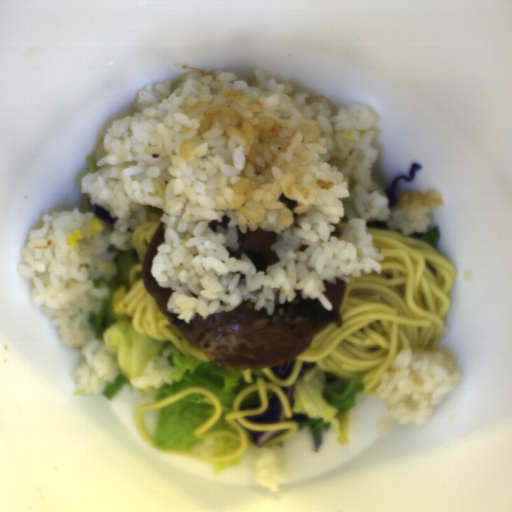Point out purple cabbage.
I'll list each match as a JSON object with an SVG mask.
<instances>
[{
	"label": "purple cabbage",
	"instance_id": "purple-cabbage-1",
	"mask_svg": "<svg viewBox=\"0 0 512 512\" xmlns=\"http://www.w3.org/2000/svg\"><path fill=\"white\" fill-rule=\"evenodd\" d=\"M245 420L257 425L286 423V422H303L306 421L308 414H299L293 417H287L280 408V398L274 393L270 398L264 413L256 416H244Z\"/></svg>",
	"mask_w": 512,
	"mask_h": 512
},
{
	"label": "purple cabbage",
	"instance_id": "purple-cabbage-2",
	"mask_svg": "<svg viewBox=\"0 0 512 512\" xmlns=\"http://www.w3.org/2000/svg\"><path fill=\"white\" fill-rule=\"evenodd\" d=\"M423 165L420 163V162H414L410 167H409V173L408 175H401L399 176L398 178L394 179V180H391L387 187H386V191L384 193L385 195V198L388 199L390 201V205H389V208L390 207H393L395 205H398V198L395 194V189H396V185L397 183L401 180V179H408V180H412L416 173L418 172V170L422 167Z\"/></svg>",
	"mask_w": 512,
	"mask_h": 512
},
{
	"label": "purple cabbage",
	"instance_id": "purple-cabbage-3",
	"mask_svg": "<svg viewBox=\"0 0 512 512\" xmlns=\"http://www.w3.org/2000/svg\"><path fill=\"white\" fill-rule=\"evenodd\" d=\"M290 428L286 429H277V430H252L247 429V432L251 438V440L254 442L255 447H262L265 443L283 435L286 431H288Z\"/></svg>",
	"mask_w": 512,
	"mask_h": 512
},
{
	"label": "purple cabbage",
	"instance_id": "purple-cabbage-4",
	"mask_svg": "<svg viewBox=\"0 0 512 512\" xmlns=\"http://www.w3.org/2000/svg\"><path fill=\"white\" fill-rule=\"evenodd\" d=\"M271 370L273 371L276 379H286L289 378L295 367H296V361L295 359L286 363V364H279V365H269Z\"/></svg>",
	"mask_w": 512,
	"mask_h": 512
},
{
	"label": "purple cabbage",
	"instance_id": "purple-cabbage-5",
	"mask_svg": "<svg viewBox=\"0 0 512 512\" xmlns=\"http://www.w3.org/2000/svg\"><path fill=\"white\" fill-rule=\"evenodd\" d=\"M87 200H88L91 211H93L96 214H98L99 216H101L103 219H105L109 224H111L114 227L115 223L117 222V220L119 219L120 216L113 217V216H111L109 210H106L99 205H95L88 198H87Z\"/></svg>",
	"mask_w": 512,
	"mask_h": 512
},
{
	"label": "purple cabbage",
	"instance_id": "purple-cabbage-6",
	"mask_svg": "<svg viewBox=\"0 0 512 512\" xmlns=\"http://www.w3.org/2000/svg\"><path fill=\"white\" fill-rule=\"evenodd\" d=\"M280 390L283 393V395L285 396V398L287 399V401L289 403L290 410H291L294 407L295 402H296L295 395H294V388H292L290 385V386H284Z\"/></svg>",
	"mask_w": 512,
	"mask_h": 512
},
{
	"label": "purple cabbage",
	"instance_id": "purple-cabbage-7",
	"mask_svg": "<svg viewBox=\"0 0 512 512\" xmlns=\"http://www.w3.org/2000/svg\"><path fill=\"white\" fill-rule=\"evenodd\" d=\"M313 435H314V439H315L314 450L316 453L322 443V436H321L320 428L318 430H316L315 432H313Z\"/></svg>",
	"mask_w": 512,
	"mask_h": 512
}]
</instances>
